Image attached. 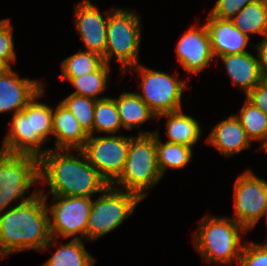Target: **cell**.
I'll list each match as a JSON object with an SVG mask.
<instances>
[{"label":"cell","instance_id":"17","mask_svg":"<svg viewBox=\"0 0 267 266\" xmlns=\"http://www.w3.org/2000/svg\"><path fill=\"white\" fill-rule=\"evenodd\" d=\"M205 142L228 158L246 151L252 144L239 119L234 114L220 120L212 128Z\"/></svg>","mask_w":267,"mask_h":266},{"label":"cell","instance_id":"30","mask_svg":"<svg viewBox=\"0 0 267 266\" xmlns=\"http://www.w3.org/2000/svg\"><path fill=\"white\" fill-rule=\"evenodd\" d=\"M45 87L32 99L33 134H39L46 142L52 136L53 107L47 103L38 102L44 96Z\"/></svg>","mask_w":267,"mask_h":266},{"label":"cell","instance_id":"28","mask_svg":"<svg viewBox=\"0 0 267 266\" xmlns=\"http://www.w3.org/2000/svg\"><path fill=\"white\" fill-rule=\"evenodd\" d=\"M122 125L116 108L115 97H107L96 100L94 110L93 135L94 132L105 135H116Z\"/></svg>","mask_w":267,"mask_h":266},{"label":"cell","instance_id":"25","mask_svg":"<svg viewBox=\"0 0 267 266\" xmlns=\"http://www.w3.org/2000/svg\"><path fill=\"white\" fill-rule=\"evenodd\" d=\"M111 65L104 63L98 70L74 78H60L68 82L75 88L72 94L93 98L95 100L104 99L99 97L107 89V80L111 71Z\"/></svg>","mask_w":267,"mask_h":266},{"label":"cell","instance_id":"23","mask_svg":"<svg viewBox=\"0 0 267 266\" xmlns=\"http://www.w3.org/2000/svg\"><path fill=\"white\" fill-rule=\"evenodd\" d=\"M155 133L158 167L162 177L167 170L183 169L191 162L193 147L167 141L161 142L159 130L156 129Z\"/></svg>","mask_w":267,"mask_h":266},{"label":"cell","instance_id":"19","mask_svg":"<svg viewBox=\"0 0 267 266\" xmlns=\"http://www.w3.org/2000/svg\"><path fill=\"white\" fill-rule=\"evenodd\" d=\"M52 136L54 149H82L89 135L83 130L75 116L59 102L53 107Z\"/></svg>","mask_w":267,"mask_h":266},{"label":"cell","instance_id":"13","mask_svg":"<svg viewBox=\"0 0 267 266\" xmlns=\"http://www.w3.org/2000/svg\"><path fill=\"white\" fill-rule=\"evenodd\" d=\"M91 1L82 0L75 4L74 24L84 44L83 50L97 53L104 58L107 44V20L111 10L106 11L103 16V13Z\"/></svg>","mask_w":267,"mask_h":266},{"label":"cell","instance_id":"4","mask_svg":"<svg viewBox=\"0 0 267 266\" xmlns=\"http://www.w3.org/2000/svg\"><path fill=\"white\" fill-rule=\"evenodd\" d=\"M142 130L139 129L137 136H130L125 165L111 185L135 193L143 200L162 176L158 167L156 133Z\"/></svg>","mask_w":267,"mask_h":266},{"label":"cell","instance_id":"34","mask_svg":"<svg viewBox=\"0 0 267 266\" xmlns=\"http://www.w3.org/2000/svg\"><path fill=\"white\" fill-rule=\"evenodd\" d=\"M246 99L267 115V80L263 79L246 95Z\"/></svg>","mask_w":267,"mask_h":266},{"label":"cell","instance_id":"18","mask_svg":"<svg viewBox=\"0 0 267 266\" xmlns=\"http://www.w3.org/2000/svg\"><path fill=\"white\" fill-rule=\"evenodd\" d=\"M218 58L223 62L224 69L233 86H237L242 92L244 91L245 96L264 79L259 69L257 57L250 51L228 54Z\"/></svg>","mask_w":267,"mask_h":266},{"label":"cell","instance_id":"10","mask_svg":"<svg viewBox=\"0 0 267 266\" xmlns=\"http://www.w3.org/2000/svg\"><path fill=\"white\" fill-rule=\"evenodd\" d=\"M233 197L232 219L248 231L252 230L266 214L267 181L246 169L235 181Z\"/></svg>","mask_w":267,"mask_h":266},{"label":"cell","instance_id":"29","mask_svg":"<svg viewBox=\"0 0 267 266\" xmlns=\"http://www.w3.org/2000/svg\"><path fill=\"white\" fill-rule=\"evenodd\" d=\"M75 116L83 130L93 135L94 110L96 100L93 98L70 94L60 101Z\"/></svg>","mask_w":267,"mask_h":266},{"label":"cell","instance_id":"35","mask_svg":"<svg viewBox=\"0 0 267 266\" xmlns=\"http://www.w3.org/2000/svg\"><path fill=\"white\" fill-rule=\"evenodd\" d=\"M253 47L256 48L259 69L265 79L267 77V34L263 36L260 43H257L256 45L254 44Z\"/></svg>","mask_w":267,"mask_h":266},{"label":"cell","instance_id":"36","mask_svg":"<svg viewBox=\"0 0 267 266\" xmlns=\"http://www.w3.org/2000/svg\"><path fill=\"white\" fill-rule=\"evenodd\" d=\"M8 69L9 67L2 60H0V75Z\"/></svg>","mask_w":267,"mask_h":266},{"label":"cell","instance_id":"8","mask_svg":"<svg viewBox=\"0 0 267 266\" xmlns=\"http://www.w3.org/2000/svg\"><path fill=\"white\" fill-rule=\"evenodd\" d=\"M141 81L135 92L156 115L182 110V94L186 90V80L167 72L147 68L140 63L130 69Z\"/></svg>","mask_w":267,"mask_h":266},{"label":"cell","instance_id":"7","mask_svg":"<svg viewBox=\"0 0 267 266\" xmlns=\"http://www.w3.org/2000/svg\"><path fill=\"white\" fill-rule=\"evenodd\" d=\"M39 182V158L27 154L0 151V212L12 208L15 201L23 202L33 196L26 192Z\"/></svg>","mask_w":267,"mask_h":266},{"label":"cell","instance_id":"6","mask_svg":"<svg viewBox=\"0 0 267 266\" xmlns=\"http://www.w3.org/2000/svg\"><path fill=\"white\" fill-rule=\"evenodd\" d=\"M142 199L135 193L109 185L93 200L86 227V240L95 241L117 229L135 211Z\"/></svg>","mask_w":267,"mask_h":266},{"label":"cell","instance_id":"22","mask_svg":"<svg viewBox=\"0 0 267 266\" xmlns=\"http://www.w3.org/2000/svg\"><path fill=\"white\" fill-rule=\"evenodd\" d=\"M121 125L125 130L140 128L149 119L156 121V115L148 105L134 92H122L115 98Z\"/></svg>","mask_w":267,"mask_h":266},{"label":"cell","instance_id":"16","mask_svg":"<svg viewBox=\"0 0 267 266\" xmlns=\"http://www.w3.org/2000/svg\"><path fill=\"white\" fill-rule=\"evenodd\" d=\"M210 37L211 50L215 59L220 56L249 52L250 37L238 30L231 20L212 17L208 14L204 23Z\"/></svg>","mask_w":267,"mask_h":266},{"label":"cell","instance_id":"33","mask_svg":"<svg viewBox=\"0 0 267 266\" xmlns=\"http://www.w3.org/2000/svg\"><path fill=\"white\" fill-rule=\"evenodd\" d=\"M256 0H217L209 15L218 19L231 20L245 6Z\"/></svg>","mask_w":267,"mask_h":266},{"label":"cell","instance_id":"27","mask_svg":"<svg viewBox=\"0 0 267 266\" xmlns=\"http://www.w3.org/2000/svg\"><path fill=\"white\" fill-rule=\"evenodd\" d=\"M104 58L94 52L80 50L61 62L60 78H74L98 70L104 64Z\"/></svg>","mask_w":267,"mask_h":266},{"label":"cell","instance_id":"26","mask_svg":"<svg viewBox=\"0 0 267 266\" xmlns=\"http://www.w3.org/2000/svg\"><path fill=\"white\" fill-rule=\"evenodd\" d=\"M251 142H261L259 151L267 144V115L245 99L240 111L234 114Z\"/></svg>","mask_w":267,"mask_h":266},{"label":"cell","instance_id":"24","mask_svg":"<svg viewBox=\"0 0 267 266\" xmlns=\"http://www.w3.org/2000/svg\"><path fill=\"white\" fill-rule=\"evenodd\" d=\"M231 21L234 26L250 37L267 34V3L263 0H256L245 6L237 13Z\"/></svg>","mask_w":267,"mask_h":266},{"label":"cell","instance_id":"9","mask_svg":"<svg viewBox=\"0 0 267 266\" xmlns=\"http://www.w3.org/2000/svg\"><path fill=\"white\" fill-rule=\"evenodd\" d=\"M39 191L46 201L51 237L60 239L58 237L61 236L67 239L73 236V240H86L92 197L52 196L51 203L48 204L49 194L43 189Z\"/></svg>","mask_w":267,"mask_h":266},{"label":"cell","instance_id":"12","mask_svg":"<svg viewBox=\"0 0 267 266\" xmlns=\"http://www.w3.org/2000/svg\"><path fill=\"white\" fill-rule=\"evenodd\" d=\"M9 124L0 151L40 158L49 150L43 147L46 141L39 134H33L32 100L21 112L12 115Z\"/></svg>","mask_w":267,"mask_h":266},{"label":"cell","instance_id":"1","mask_svg":"<svg viewBox=\"0 0 267 266\" xmlns=\"http://www.w3.org/2000/svg\"><path fill=\"white\" fill-rule=\"evenodd\" d=\"M39 183L51 196L91 197L109 186L81 149H49L39 158Z\"/></svg>","mask_w":267,"mask_h":266},{"label":"cell","instance_id":"3","mask_svg":"<svg viewBox=\"0 0 267 266\" xmlns=\"http://www.w3.org/2000/svg\"><path fill=\"white\" fill-rule=\"evenodd\" d=\"M246 232L249 231L230 217L206 215L199 221L192 242L204 261L238 265L245 246L241 234Z\"/></svg>","mask_w":267,"mask_h":266},{"label":"cell","instance_id":"20","mask_svg":"<svg viewBox=\"0 0 267 266\" xmlns=\"http://www.w3.org/2000/svg\"><path fill=\"white\" fill-rule=\"evenodd\" d=\"M166 119L167 142L182 144L193 147L201 138L202 127L192 116L182 110L164 113L157 116V119Z\"/></svg>","mask_w":267,"mask_h":266},{"label":"cell","instance_id":"14","mask_svg":"<svg viewBox=\"0 0 267 266\" xmlns=\"http://www.w3.org/2000/svg\"><path fill=\"white\" fill-rule=\"evenodd\" d=\"M176 55L180 65L191 74H199L209 67L215 59L205 24L192 25L181 35L176 44Z\"/></svg>","mask_w":267,"mask_h":266},{"label":"cell","instance_id":"38","mask_svg":"<svg viewBox=\"0 0 267 266\" xmlns=\"http://www.w3.org/2000/svg\"><path fill=\"white\" fill-rule=\"evenodd\" d=\"M265 217H266L265 219H266V223H267V210H266V214H265Z\"/></svg>","mask_w":267,"mask_h":266},{"label":"cell","instance_id":"15","mask_svg":"<svg viewBox=\"0 0 267 266\" xmlns=\"http://www.w3.org/2000/svg\"><path fill=\"white\" fill-rule=\"evenodd\" d=\"M43 88L41 79L20 78L10 67L0 75V113L21 112Z\"/></svg>","mask_w":267,"mask_h":266},{"label":"cell","instance_id":"11","mask_svg":"<svg viewBox=\"0 0 267 266\" xmlns=\"http://www.w3.org/2000/svg\"><path fill=\"white\" fill-rule=\"evenodd\" d=\"M129 145L130 136L89 135L81 150L89 163L111 185L123 170Z\"/></svg>","mask_w":267,"mask_h":266},{"label":"cell","instance_id":"37","mask_svg":"<svg viewBox=\"0 0 267 266\" xmlns=\"http://www.w3.org/2000/svg\"><path fill=\"white\" fill-rule=\"evenodd\" d=\"M261 152L267 153V144L263 147V149L261 150Z\"/></svg>","mask_w":267,"mask_h":266},{"label":"cell","instance_id":"2","mask_svg":"<svg viewBox=\"0 0 267 266\" xmlns=\"http://www.w3.org/2000/svg\"><path fill=\"white\" fill-rule=\"evenodd\" d=\"M23 202L0 212V260L22 251H42L51 240L49 213L39 189Z\"/></svg>","mask_w":267,"mask_h":266},{"label":"cell","instance_id":"31","mask_svg":"<svg viewBox=\"0 0 267 266\" xmlns=\"http://www.w3.org/2000/svg\"><path fill=\"white\" fill-rule=\"evenodd\" d=\"M13 31L10 18L0 20V60L9 68L17 61Z\"/></svg>","mask_w":267,"mask_h":266},{"label":"cell","instance_id":"32","mask_svg":"<svg viewBox=\"0 0 267 266\" xmlns=\"http://www.w3.org/2000/svg\"><path fill=\"white\" fill-rule=\"evenodd\" d=\"M238 266H267V240L262 243L245 241Z\"/></svg>","mask_w":267,"mask_h":266},{"label":"cell","instance_id":"5","mask_svg":"<svg viewBox=\"0 0 267 266\" xmlns=\"http://www.w3.org/2000/svg\"><path fill=\"white\" fill-rule=\"evenodd\" d=\"M111 10L107 20L104 62L110 65L114 55L113 59H116L121 67V74L125 75L128 69L140 62L141 16L126 7Z\"/></svg>","mask_w":267,"mask_h":266},{"label":"cell","instance_id":"21","mask_svg":"<svg viewBox=\"0 0 267 266\" xmlns=\"http://www.w3.org/2000/svg\"><path fill=\"white\" fill-rule=\"evenodd\" d=\"M56 241L59 242L58 239L52 237L42 249L46 251L52 246L57 247L54 254L41 266H94L96 259L85 248L83 240L71 239L60 246Z\"/></svg>","mask_w":267,"mask_h":266}]
</instances>
